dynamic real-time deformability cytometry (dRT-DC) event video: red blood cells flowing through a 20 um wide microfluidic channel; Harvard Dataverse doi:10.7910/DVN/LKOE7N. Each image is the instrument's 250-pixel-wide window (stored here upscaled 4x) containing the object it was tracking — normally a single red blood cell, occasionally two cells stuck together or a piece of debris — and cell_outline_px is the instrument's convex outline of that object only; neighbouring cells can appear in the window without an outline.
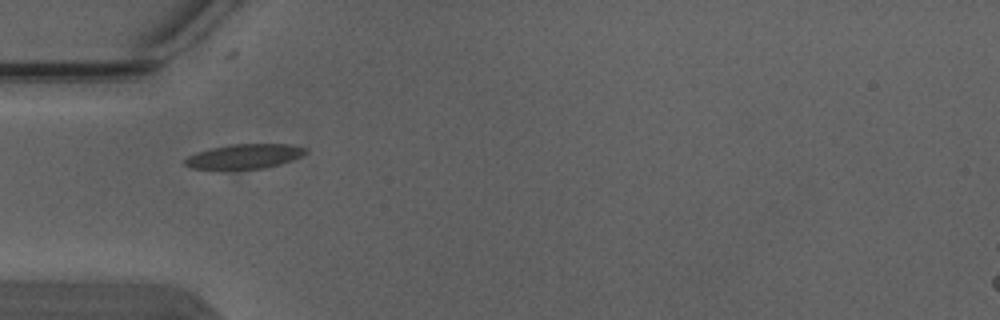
{"species": "Egyptian fruit bat (a non-hibernating species)", "species_latin": "Rousettus aegyptiacus", "temperature_condition": "warm", "stored_images_in_passage": 5, "camera_frame_rate_fps": 3000, "um_per_image_px": 0.085, "animal": {"sex": "male"}, "frame": {"image": 1, "passage_image": 3, "time_ms": 0.667, "image_size_px": [1000, 320], "cell_outline_px": [[308, 152], [292, 160], [280, 164], [264, 168], [240, 172], [224, 172], [192, 168], [184, 164], [184, 160], [188, 156], [196, 152], [212, 148], [232, 144], [292, 144], [308, 148]], "centroid_in_image_um": [20.73, 13.35], "position_along_channel_um": 64.3, "area_um2": 18.32}}
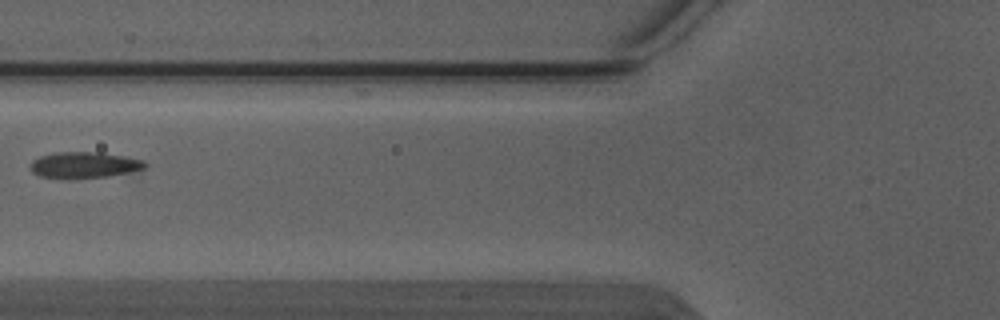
{"frame": {"image": 2, "passage_image": 4, "time_ms": 1.0, "image_size_px": [1000, 320], "cell_outline_px": [[148, 164], [144, 168], [132, 172], [108, 176], [68, 180], [40, 176], [32, 172], [28, 164], [32, 160], [40, 156], [56, 152], [100, 152], [124, 156], [144, 160]], "centroid_in_image_um": [7.13, 14.04], "position_along_channel_um": 118.7, "area_um2": 17.92}}